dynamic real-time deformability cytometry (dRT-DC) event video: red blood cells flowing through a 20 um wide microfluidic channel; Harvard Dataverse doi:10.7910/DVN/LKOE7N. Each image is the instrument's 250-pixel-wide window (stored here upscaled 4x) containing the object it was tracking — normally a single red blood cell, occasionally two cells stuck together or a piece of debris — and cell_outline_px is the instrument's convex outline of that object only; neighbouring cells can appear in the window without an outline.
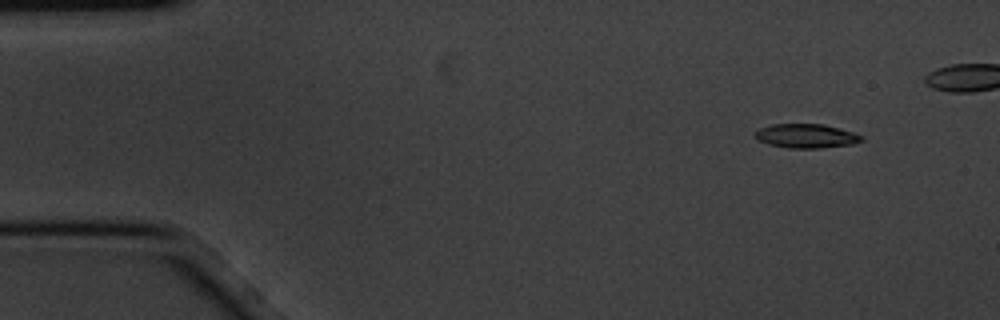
{"species": "common noctule bat (a hibernating species)", "species_latin": "Nyctalus noctula", "temperature_condition": "cold", "stored_images_in_passage": 4, "camera_frame_rate_fps": 3000, "um_per_image_px": 0.085, "animal": {"sex": "male", "body_mass_g": 20.1, "forearm_length_mm": 53.5}, "frame": {"image": 1, "passage_image": 1, "time_ms": 0.0, "image_size_px": [1000, 320], "cell_outline_px": [[864, 140], [852, 144], [820, 148], [788, 148], [768, 144], [756, 140], [756, 132], [760, 128], [772, 124], [820, 124], [840, 128], [864, 136]], "centroid_in_image_um": [68.54, 11.56], "position_along_channel_um": 16.5, "area_um2": 14.91}}